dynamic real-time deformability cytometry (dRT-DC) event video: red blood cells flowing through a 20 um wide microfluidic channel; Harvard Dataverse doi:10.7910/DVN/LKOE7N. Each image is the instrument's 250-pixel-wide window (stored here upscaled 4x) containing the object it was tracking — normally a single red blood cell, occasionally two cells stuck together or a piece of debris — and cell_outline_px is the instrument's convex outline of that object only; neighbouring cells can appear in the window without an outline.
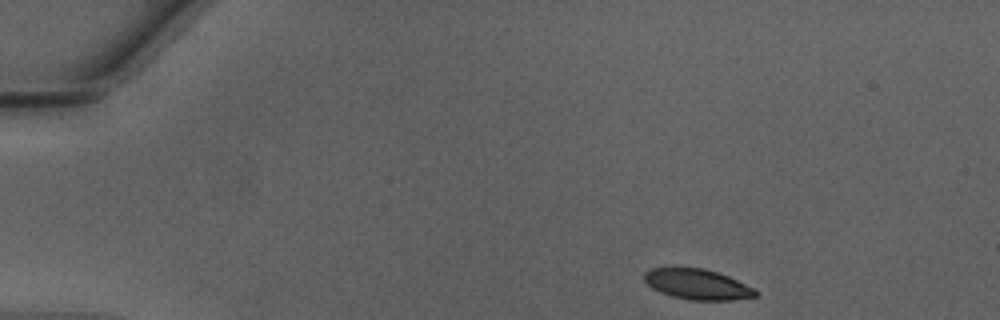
{"species": "Egyptian fruit bat (a non-hibernating species)", "species_latin": "Rousettus aegyptiacus", "temperature_condition": "warm", "stored_images_in_passage": 42, "camera_frame_rate_fps": 3000, "um_per_image_px": 0.085, "animal": {"sex": "male"}, "frame": {"image": 1, "passage_image": 1, "time_ms": 0.0, "image_size_px": [1000, 320], "cell_outline_px": [[760, 292], [756, 296], [732, 300], [688, 300], [672, 296], [660, 292], [652, 288], [644, 280], [644, 272], [648, 268], [704, 268], [728, 276], [756, 288]], "centroid_in_image_um": [59.29, 24.17], "position_along_channel_um": 25.7, "area_um2": 19.83}}
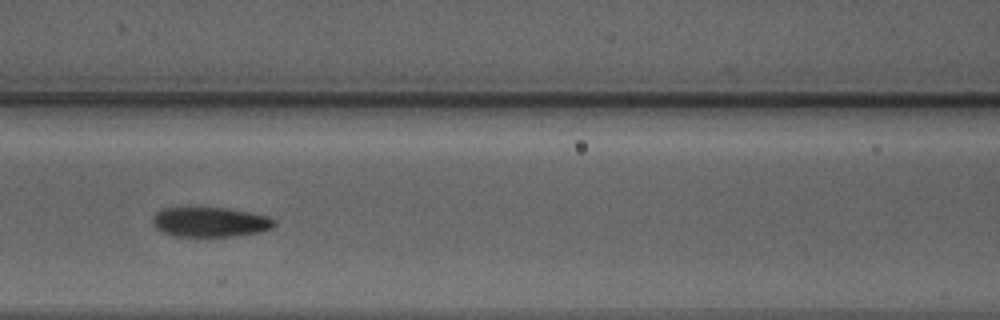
{"frame": {"image": 2, "passage_image": 16, "time_ms": 5.0, "image_size_px": [1000, 320], "cell_outline_px": [[276, 224], [272, 228], [260, 232], [232, 236], [172, 236], [156, 228], [152, 224], [152, 216], [160, 208], [224, 208], [248, 212], [268, 216], [276, 220]], "centroid_in_image_um": [17.84, 18.87], "position_along_channel_um": 148.8, "area_um2": 21.1}}
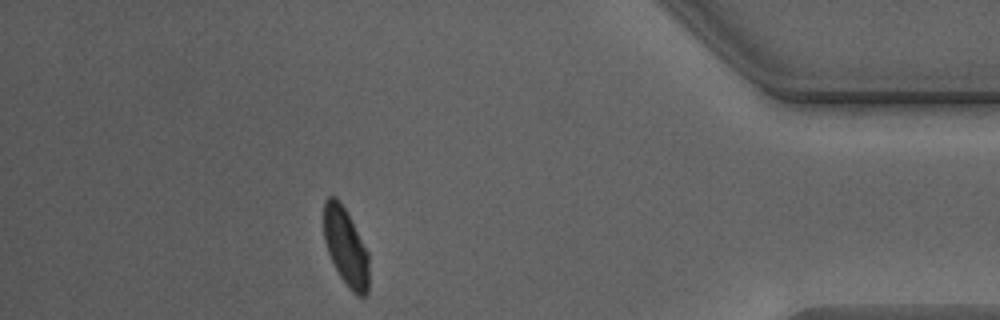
{"frame": {"image": 3, "passage_image": 37, "time_ms": 12.0, "image_size_px": [1000, 320], "cell_outline_px": [[368, 292], [364, 296], [356, 296], [352, 292], [340, 276], [328, 252], [324, 240], [324, 200], [328, 196], [336, 196], [340, 200], [368, 252]], "centroid_in_image_um": [29.38, 20.98], "position_along_channel_um": 405.8, "area_um2": 20.23}, "authors_computed_cell_mechanics": {"area_um2": 21.097, "velocity_mm_per_s": 4.2648, "shape_relaxation_time_tau1_ms": 3.1597, "shape_relaxation_time_tau2_ms": 1.3481, "deformation_change_tau1": 0.1326, "deformation_change_tau2": 0.0703}}